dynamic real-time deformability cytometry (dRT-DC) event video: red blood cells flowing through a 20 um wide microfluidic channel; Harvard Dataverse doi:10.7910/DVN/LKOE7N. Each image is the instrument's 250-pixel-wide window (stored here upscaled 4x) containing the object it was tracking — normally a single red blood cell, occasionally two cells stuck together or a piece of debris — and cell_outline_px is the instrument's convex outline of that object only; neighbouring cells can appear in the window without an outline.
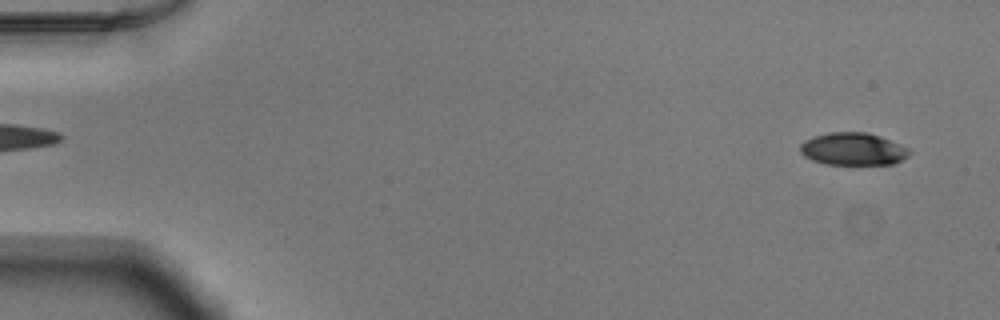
{"species": "Egyptian fruit bat (a non-hibernating species)", "species_latin": "Rousettus aegyptiacus", "temperature_condition": "warm", "stored_images_in_passage": 52, "camera_frame_rate_fps": 3000, "um_per_image_px": 0.085, "animal": {"sex": "male"}, "frame": {"image": 1, "passage_image": 3, "time_ms": 0.667, "image_size_px": [1000, 320], "cell_outline_px": [[912, 152], [908, 156], [892, 164], [824, 164], [812, 160], [804, 156], [800, 152], [800, 144], [804, 140], [812, 136], [828, 132], [868, 132], [880, 136], [900, 144], [908, 148]], "centroid_in_image_um": [72.48, 12.66], "position_along_channel_um": 12.5, "area_um2": 20.81}}
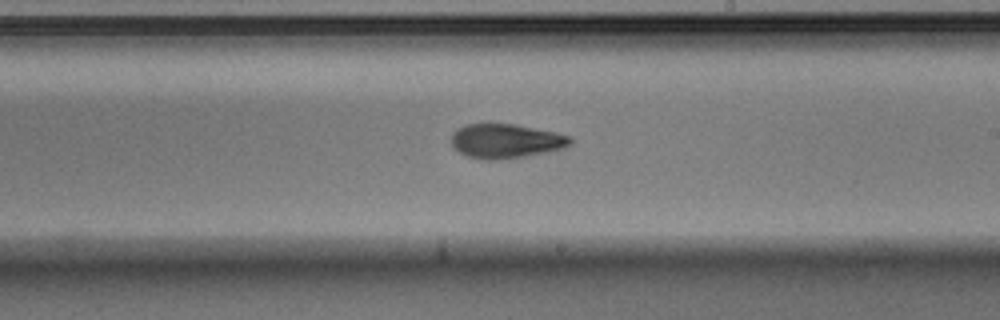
{"frame": {"image": 2, "passage_image": 31, "time_ms": 10.0, "image_size_px": [1000, 320], "cell_outline_px": [[572, 144], [564, 148], [524, 156], [496, 160], [480, 160], [468, 156], [460, 152], [452, 144], [452, 132], [456, 128], [468, 124], [516, 124], [552, 132], [568, 136], [572, 140]], "centroid_in_image_um": [42.96, 11.99], "position_along_channel_um": 246.0, "area_um2": 23.52}}
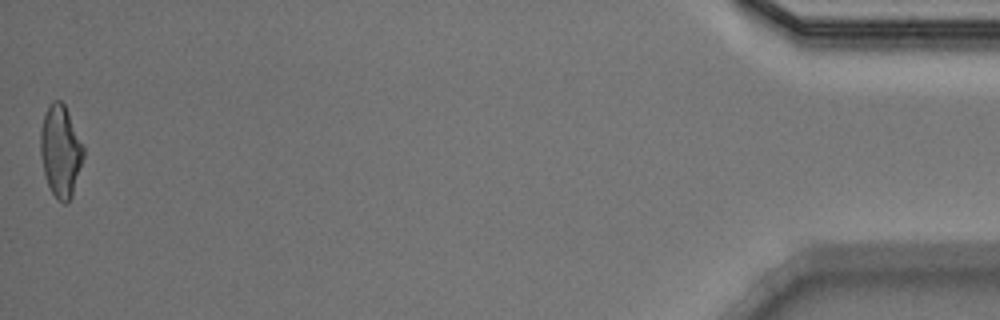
{"frame": {"image": 3, "passage_image": 52, "time_ms": 17.0, "image_size_px": [1000, 320], "cell_outline_px": [[84, 156], [72, 196], [68, 204], [64, 204], [52, 192], [48, 184], [44, 172], [40, 156], [40, 128], [44, 112], [52, 100], [60, 100], [64, 104], [84, 144]], "centroid_in_image_um": [5.15, 12.81], "position_along_channel_um": 430.1, "area_um2": 23.18}, "authors_computed_cell_mechanics": {"area_um2": 23.0333, "velocity_mm_per_s": 3.9217, "shape_relaxation_time_tau1_ms": 4.7575, "shape_relaxation_time_tau2_ms": 2.4058, "deformation_change_tau1": 0.1836, "deformation_change_tau2": 0.1024}}